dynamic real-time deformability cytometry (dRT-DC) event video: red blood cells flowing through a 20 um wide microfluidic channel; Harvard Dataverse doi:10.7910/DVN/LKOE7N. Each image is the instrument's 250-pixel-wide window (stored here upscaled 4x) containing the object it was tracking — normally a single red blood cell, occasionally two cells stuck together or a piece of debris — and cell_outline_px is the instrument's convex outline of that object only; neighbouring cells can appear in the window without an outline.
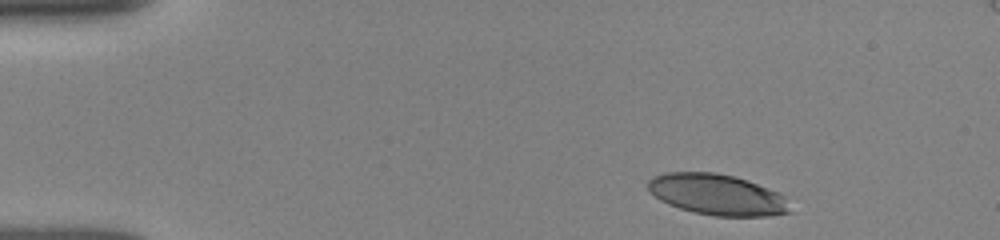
{"species": "human", "species_latin": "Homo sapiens", "temperature_condition": "room temperature", "stored_images_in_passage": 35, "camera_frame_rate_fps": 3000, "um_per_image_px": 0.085, "donor": {"sex": "female"}, "frame": {"image": 1, "passage_image": 2, "time_ms": 0.667, "image_size_px": [1000, 240], "cell_outline_px": [[792, 212], [768, 216], [712, 216], [692, 212], [668, 204], [660, 200], [648, 188], [648, 180], [652, 176], [664, 172], [716, 172], [748, 180], [780, 192], [784, 196]], "centroid_in_image_um": [60.97, 16.54], "position_along_channel_um": 24.0, "area_um2": 34.04}}
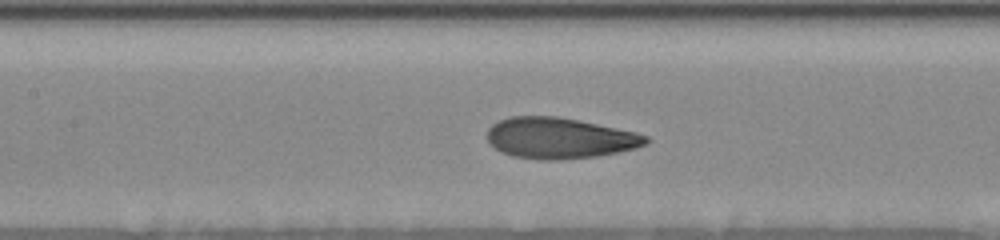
{"frame": {"image": 2, "passage_image": 16, "time_ms": 6.333, "image_size_px": [1000, 240], "cell_outline_px": [[652, 140], [648, 144], [636, 148], [596, 156], [560, 160], [540, 160], [512, 156], [500, 152], [488, 144], [488, 128], [492, 124], [508, 116], [556, 116], [636, 132], [648, 136]], "centroid_in_image_um": [47.54, 11.75], "position_along_channel_um": 159.9, "area_um2": 38.03}}
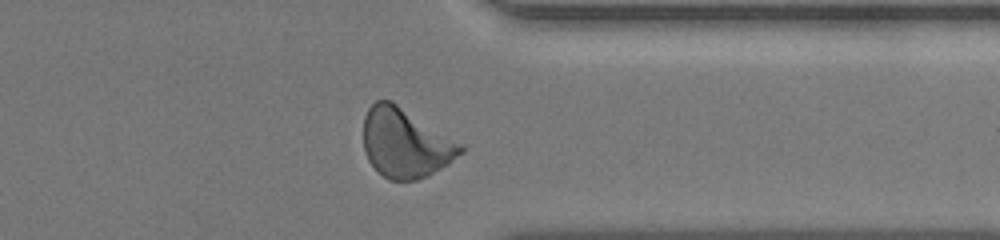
{"frame": {"image": 3, "passage_image": 29, "time_ms": 12.0, "image_size_px": [1000, 240], "cell_outline_px": [[464, 152], [448, 164], [428, 176], [416, 180], [388, 180], [368, 160], [364, 152], [364, 116], [368, 108], [376, 100], [392, 100], [464, 144]], "centroid_in_image_um": [34.48, 12.14], "position_along_channel_um": 376.9, "area_um2": 39.48}, "authors_computed_cell_mechanics": {"area_um2": 37.4544, "velocity_mm_per_s": 3.8828, "shape_relaxation_time_tau1_ms": 3.5248, "shape_relaxation_time_tau2_ms": 0.8704, "deformation_change_tau1": 0.1676, "deformation_change_tau2": 0.0689}}